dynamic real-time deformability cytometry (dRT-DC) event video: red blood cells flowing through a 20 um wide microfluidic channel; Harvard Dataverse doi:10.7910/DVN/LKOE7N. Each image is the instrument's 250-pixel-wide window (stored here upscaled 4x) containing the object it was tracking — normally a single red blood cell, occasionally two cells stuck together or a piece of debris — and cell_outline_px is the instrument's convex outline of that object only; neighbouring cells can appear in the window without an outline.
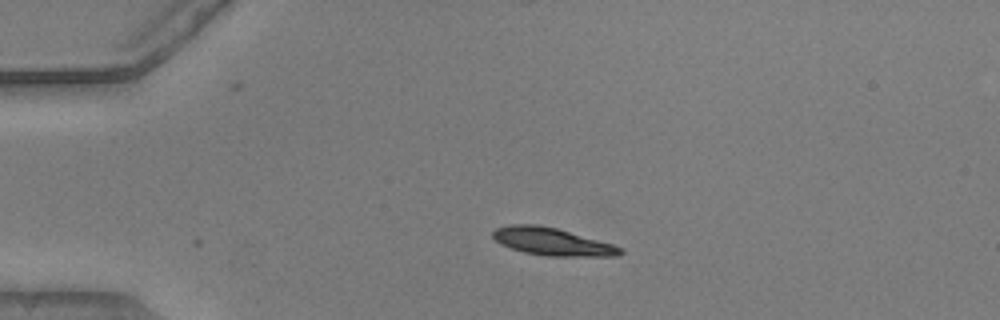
{"species": "common noctule bat (a hibernating species)", "species_latin": "Nyctalus noctula", "temperature_condition": "warm", "stored_images_in_passage": 31, "camera_frame_rate_fps": 3000, "um_per_image_px": 0.085, "animal": {"sex": "male", "body_mass_g": 20.5, "forearm_length_mm": 52.5}, "frame": {"image": 1, "passage_image": 1, "time_ms": 0.0, "image_size_px": [1000, 320], "cell_outline_px": [[624, 252], [616, 256], [548, 256], [524, 252], [500, 244], [492, 236], [492, 232], [496, 228], [512, 224], [540, 224], [556, 228], [612, 244], [624, 248]], "centroid_in_image_um": [46.93, 20.54], "position_along_channel_um": 38.1, "area_um2": 20.35}}
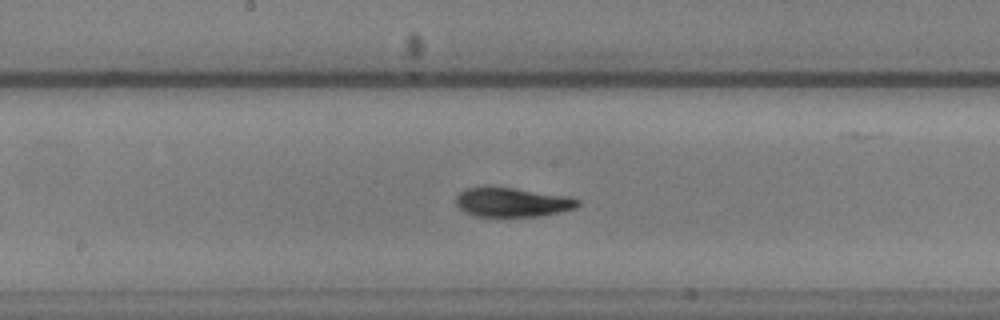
{"frame": {"image": 2, "passage_image": 17, "time_ms": 5.333, "image_size_px": [1000, 320], "cell_outline_px": [[580, 204], [572, 208], [560, 212], [540, 216], [472, 216], [464, 212], [456, 204], [456, 196], [464, 188], [492, 184], [568, 196], [580, 200]], "centroid_in_image_um": [43.47, 17.15], "position_along_channel_um": 204.7, "area_um2": 21.33}}
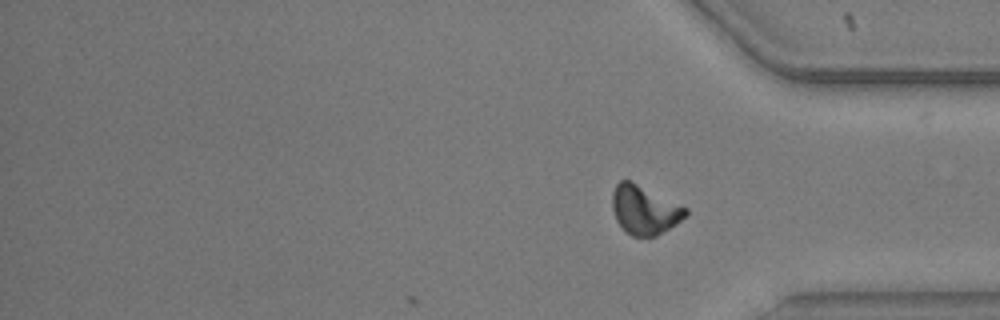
{"frame": {"image": 3, "passage_image": 31, "time_ms": 10.0, "image_size_px": [1000, 320], "cell_outline_px": [[688, 212], [676, 224], [656, 236], [632, 236], [616, 220], [612, 208], [612, 192], [616, 184], [620, 180], [632, 180], [688, 208]], "centroid_in_image_um": [54.77, 17.81], "position_along_channel_um": 380.4, "area_um2": 20.81}, "authors_computed_cell_mechanics": {"area_um2": 20.808, "velocity_mm_per_s": 3.875, "shape_relaxation_time_tau1_ms": 4.2678, "shape_relaxation_time_tau2_ms": 5.3403, "deformation_change_tau1": 0.1429, "deformation_change_tau2": 0.0918}}